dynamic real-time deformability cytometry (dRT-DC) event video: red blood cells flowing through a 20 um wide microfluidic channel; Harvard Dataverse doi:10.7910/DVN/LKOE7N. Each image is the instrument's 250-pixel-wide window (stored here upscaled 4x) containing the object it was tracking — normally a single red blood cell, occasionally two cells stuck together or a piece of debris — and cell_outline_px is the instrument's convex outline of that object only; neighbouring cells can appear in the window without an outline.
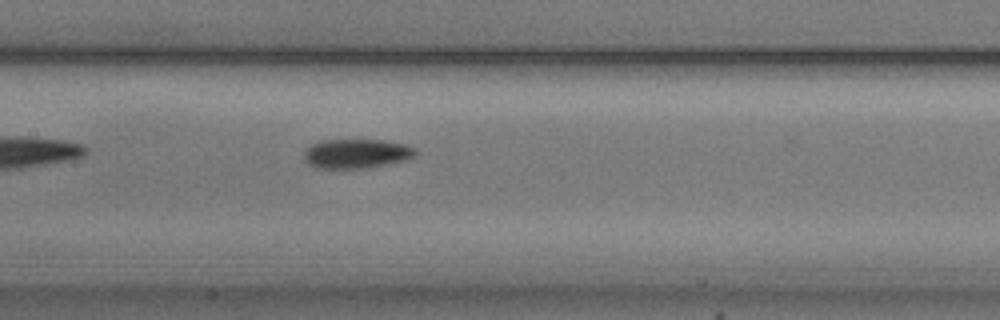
{"species": "common noctule bat (a hibernating species)", "species_latin": "Nyctalus noctula", "temperature_condition": "cold", "stored_images_in_passage": 30, "camera_frame_rate_fps": 3000, "um_per_image_px": 0.085, "animal": {"sex": "male", "body_mass_g": 20.5, "forearm_length_mm": 52.5}, "frame": {"image": 1, "passage_image": 9, "time_ms": 2.667, "image_size_px": [1000, 320], "cell_outline_px": [[416, 156], [408, 160], [372, 168], [312, 168], [304, 160], [304, 152], [312, 144], [320, 140], [380, 140], [404, 144], [416, 148]], "centroid_in_image_um": [30.32, 13.07], "position_along_channel_um": 177.1, "area_um2": 19.36}}
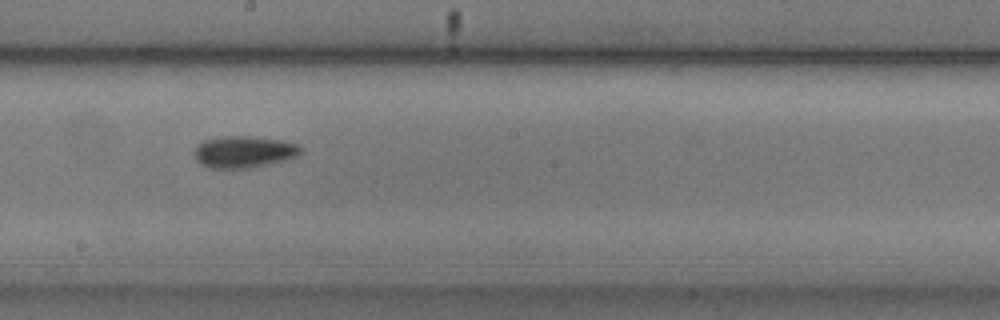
{"frame": {"image": 2, "passage_image": 13, "time_ms": 4.0, "image_size_px": [1000, 320], "cell_outline_px": [[304, 152], [296, 156], [284, 160], [248, 168], [208, 168], [200, 164], [196, 160], [192, 152], [196, 144], [204, 140], [224, 136], [248, 136], [284, 140], [296, 144], [304, 148]], "centroid_in_image_um": [20.7, 12.9], "position_along_channel_um": 227.5, "area_um2": 19.94}}